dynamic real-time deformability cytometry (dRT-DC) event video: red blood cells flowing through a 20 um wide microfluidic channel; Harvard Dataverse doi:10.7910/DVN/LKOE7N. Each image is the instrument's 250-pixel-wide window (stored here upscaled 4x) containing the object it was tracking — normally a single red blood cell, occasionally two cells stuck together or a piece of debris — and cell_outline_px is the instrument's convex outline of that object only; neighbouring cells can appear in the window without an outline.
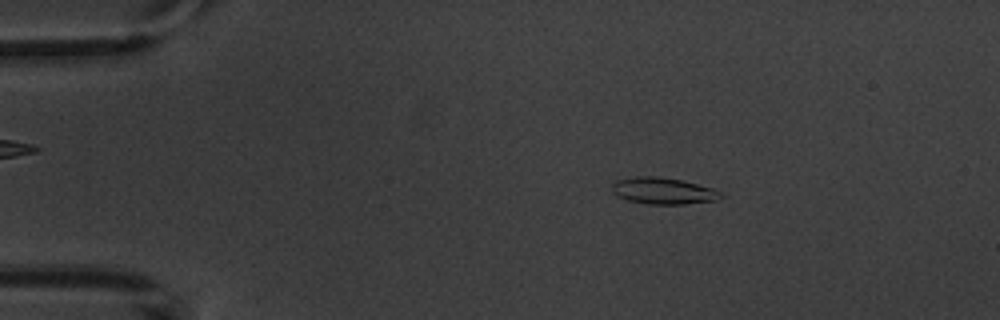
{"species": "common noctule bat (a hibernating species)", "species_latin": "Nyctalus noctula", "temperature_condition": "warm", "stored_images_in_passage": 8, "camera_frame_rate_fps": 3000, "um_per_image_px": 0.085, "animal": {"sex": "male", "body_mass_g": 20.1, "forearm_length_mm": 53.5}, "frame": {"image": 1, "passage_image": 3, "time_ms": 2.333, "image_size_px": [1000, 320], "cell_outline_px": [[724, 196], [716, 200], [684, 204], [648, 204], [628, 200], [616, 196], [612, 192], [612, 184], [616, 180], [636, 176], [656, 176], [680, 180], [712, 188], [720, 192]], "centroid_in_image_um": [56.33, 16.22], "position_along_channel_um": 28.7, "area_um2": 16.76}}
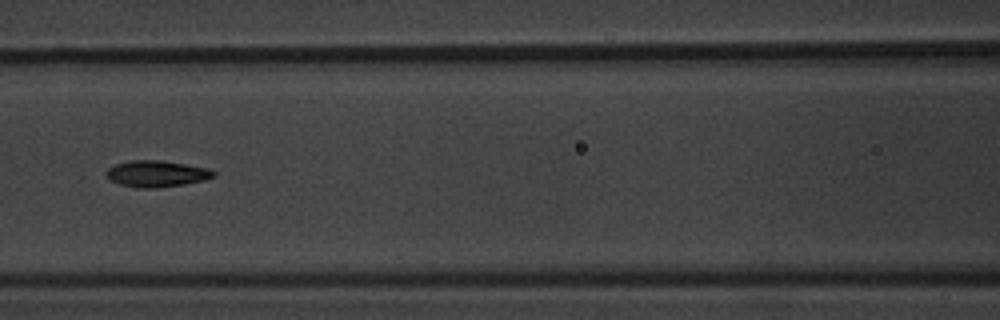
{"frame": {"image": 2, "passage_image": 7, "time_ms": 7.333, "image_size_px": [1000, 320], "cell_outline_px": [[216, 176], [204, 180], [184, 184], [156, 188], [140, 188], [120, 184], [112, 180], [104, 172], [108, 168], [116, 164], [132, 160], [160, 160], [208, 168], [216, 172]], "centroid_in_image_um": [13.33, 14.76], "position_along_channel_um": 153.3, "area_um2": 16.36}}
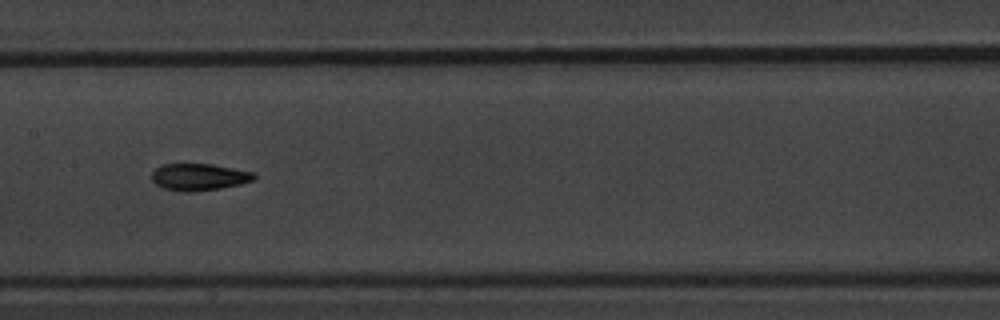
{"frame": {"image": 3, "passage_image": 8, "time_ms": 8.333, "image_size_px": [1000, 320], "cell_outline_px": [[256, 176], [252, 180], [240, 184], [220, 188], [192, 192], [180, 192], [164, 188], [156, 184], [152, 180], [152, 172], [156, 168], [164, 164], [212, 164], [256, 172]], "centroid_in_image_um": [16.92, 15.04], "position_along_channel_um": 190.5, "area_um2": 16.07}}